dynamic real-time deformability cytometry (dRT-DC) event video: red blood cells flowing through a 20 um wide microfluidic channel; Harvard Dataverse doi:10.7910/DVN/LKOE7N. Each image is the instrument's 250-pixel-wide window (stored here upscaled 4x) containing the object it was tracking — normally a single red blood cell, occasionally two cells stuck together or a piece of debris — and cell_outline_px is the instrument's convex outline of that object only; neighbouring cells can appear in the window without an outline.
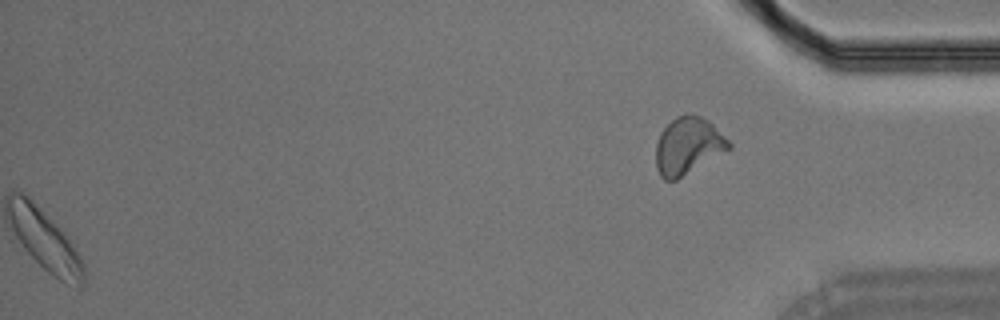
{"species": "Egyptian fruit bat (a non-hibernating species)", "species_latin": "Rousettus aegyptiacus", "temperature_condition": "room temperature", "stored_images_in_passage": 37, "segment_of_instrument_passage": [2, 2], "camera_frame_rate_fps": 3000, "um_per_image_px": 0.085, "animal": {"sex": "male"}, "frame": {"image": 1, "passage_image": 37, "time_ms": 12.0, "image_size_px": [1000, 320], "cell_outline_px": [[732, 148], [676, 180], [664, 180], [660, 176], [656, 168], [656, 144], [660, 132], [676, 116], [700, 116], [708, 120], [732, 144]], "centroid_in_image_um": [58.47, 12.43], "position_along_channel_um": 376.7, "area_um2": 23.93}}